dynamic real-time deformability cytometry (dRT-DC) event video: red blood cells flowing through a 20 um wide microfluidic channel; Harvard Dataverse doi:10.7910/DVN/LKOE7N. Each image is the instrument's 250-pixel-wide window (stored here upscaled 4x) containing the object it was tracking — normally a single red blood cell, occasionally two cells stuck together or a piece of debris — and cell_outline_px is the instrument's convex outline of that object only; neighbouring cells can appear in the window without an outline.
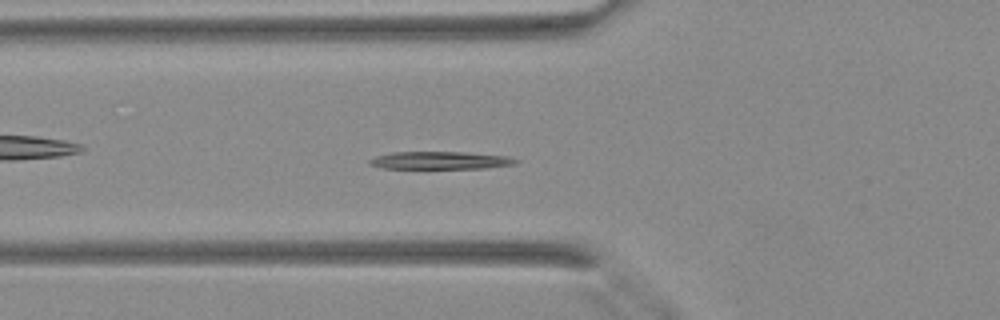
{"species": "Egyptian fruit bat (a non-hibernating species)", "species_latin": "Rousettus aegyptiacus", "temperature_condition": "warm", "stored_images_in_passage": 40, "camera_frame_rate_fps": 3000, "um_per_image_px": 0.085, "animal": {"sex": "female"}, "frame": {"image": 1, "passage_image": 13, "time_ms": 4.0, "image_size_px": [1000, 320], "cell_outline_px": [[520, 160], [516, 164], [484, 168], [380, 168], [368, 164], [368, 160], [376, 156], [392, 152], [464, 152], [504, 156]], "centroid_in_image_um": [37.38, 13.63], "position_along_channel_um": 88.4, "area_um2": 14.91}}
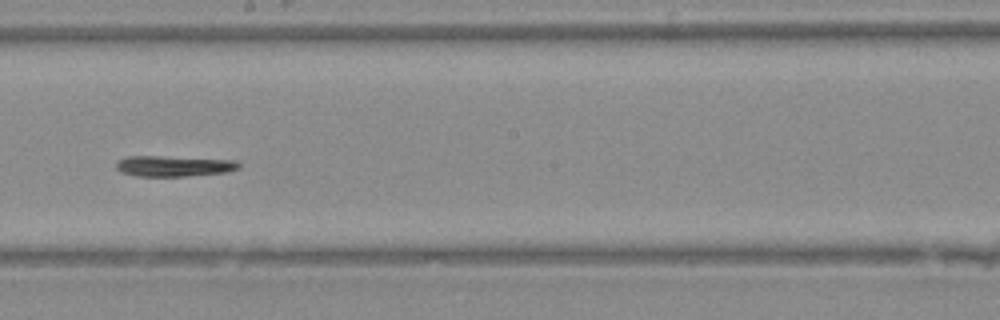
{"frame": {"image": 2, "passage_image": 22, "time_ms": 7.0, "image_size_px": [1000, 320], "cell_outline_px": [[240, 168], [224, 172], [184, 176], [136, 176], [124, 172], [116, 168], [116, 160], [128, 156], [156, 156], [236, 160], [240, 164]], "centroid_in_image_um": [14.75, 14.1], "position_along_channel_um": 233.4, "area_um2": 14.62}}
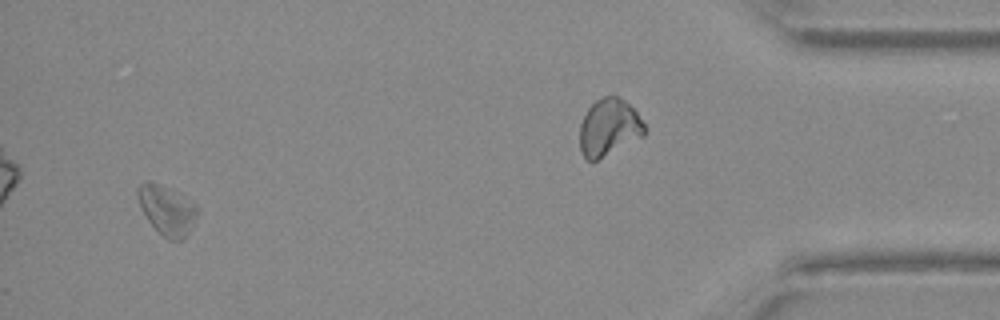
{"frame": {"image": 3, "passage_image": 38, "time_ms": 12.333, "image_size_px": [1000, 320], "cell_outline_px": [[200, 212], [188, 236], [180, 240], [168, 240], [148, 220], [140, 208], [136, 192], [136, 188], [144, 180], [148, 180], [160, 184], [196, 204]], "centroid_in_image_um": [14.2, 17.86], "position_along_channel_um": 421.0, "area_um2": 17.28}}